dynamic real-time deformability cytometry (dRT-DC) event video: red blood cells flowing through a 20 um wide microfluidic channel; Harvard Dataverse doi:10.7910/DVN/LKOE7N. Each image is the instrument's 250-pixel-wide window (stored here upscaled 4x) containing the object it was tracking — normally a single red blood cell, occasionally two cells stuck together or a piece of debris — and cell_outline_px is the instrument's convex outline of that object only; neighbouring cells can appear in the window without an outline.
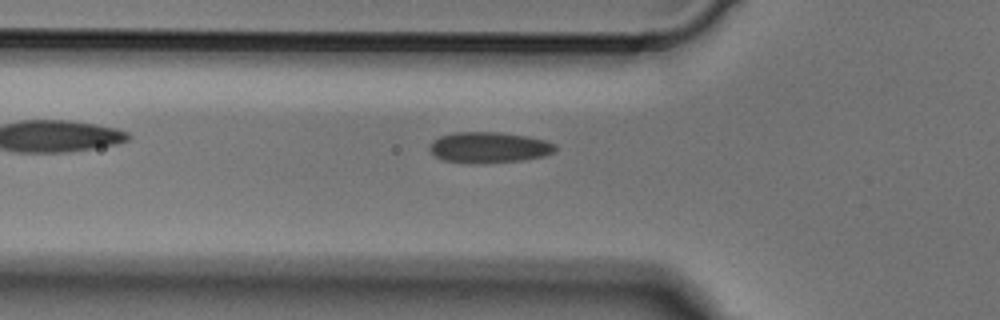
{"species": "Egyptian fruit bat (a non-hibernating species)", "species_latin": "Rousettus aegyptiacus", "temperature_condition": "cold", "stored_images_in_passage": 4, "camera_frame_rate_fps": 3000, "um_per_image_px": 0.085, "animal": {"sex": "male"}, "frame": {"image": 1, "passage_image": 4, "time_ms": 1.0, "image_size_px": [1000, 320], "cell_outline_px": [[556, 152], [544, 156], [524, 160], [484, 164], [472, 164], [444, 160], [436, 156], [428, 148], [428, 144], [432, 140], [440, 136], [456, 132], [500, 132], [528, 136], [544, 140], [556, 144]], "centroid_in_image_um": [41.57, 12.54], "position_along_channel_um": 84.2, "area_um2": 23.0}}